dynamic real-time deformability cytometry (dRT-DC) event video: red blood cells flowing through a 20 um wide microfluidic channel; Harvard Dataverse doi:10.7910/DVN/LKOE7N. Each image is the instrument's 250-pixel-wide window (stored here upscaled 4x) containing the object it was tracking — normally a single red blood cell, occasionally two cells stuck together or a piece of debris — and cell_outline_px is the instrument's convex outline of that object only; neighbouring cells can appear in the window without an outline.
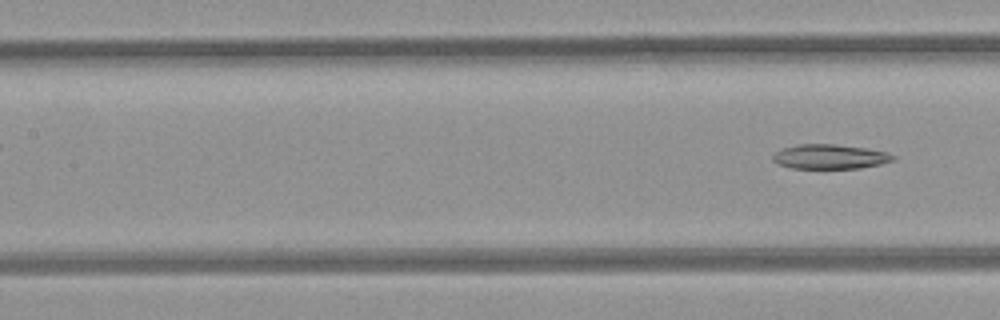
{"species": "common noctule bat (a hibernating species)", "species_latin": "Nyctalus noctula", "temperature_condition": "room temperature", "stored_images_in_passage": 5, "segment_of_instrument_passage": [2, 2], "camera_frame_rate_fps": 3000, "um_per_image_px": 0.085, "animal": {"sex": "female", "body_mass_g": 21.9}, "frame": {"image": 1, "passage_image": 5, "time_ms": 1.333, "image_size_px": [1000, 320], "cell_outline_px": [[896, 160], [880, 164], [860, 168], [792, 168], [780, 164], [772, 160], [772, 156], [776, 152], [784, 148], [800, 144], [832, 144], [864, 148], [888, 152], [896, 156]], "centroid_in_image_um": [70.58, 13.32], "position_along_channel_um": 136.8, "area_um2": 17.05}}